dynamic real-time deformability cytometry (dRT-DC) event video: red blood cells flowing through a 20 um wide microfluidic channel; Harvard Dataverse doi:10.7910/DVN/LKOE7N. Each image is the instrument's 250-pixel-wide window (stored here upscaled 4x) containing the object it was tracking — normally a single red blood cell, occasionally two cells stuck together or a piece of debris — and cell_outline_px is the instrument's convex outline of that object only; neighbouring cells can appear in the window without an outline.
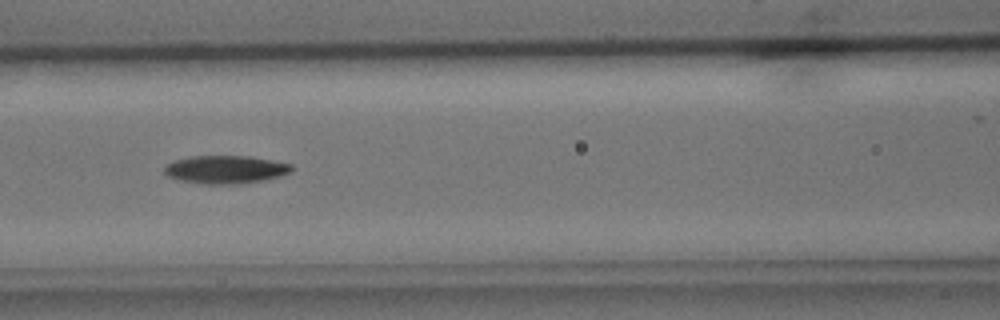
{"species": "common noctule bat (a hibernating species)", "species_latin": "Nyctalus noctula", "temperature_condition": "cold", "stored_images_in_passage": 9, "camera_frame_rate_fps": 3000, "um_per_image_px": 0.085, "animal": {"sex": "male", "body_mass_g": 15.6}, "frame": {"image": 1, "passage_image": 7, "time_ms": 7.0, "image_size_px": [1000, 320], "cell_outline_px": [[292, 168], [288, 172], [280, 176], [264, 180], [240, 184], [204, 184], [180, 180], [168, 176], [164, 172], [164, 164], [176, 160], [192, 156], [248, 156], [272, 160], [292, 164]], "centroid_in_image_um": [19.15, 14.41], "position_along_channel_um": 147.5, "area_um2": 20.75}}
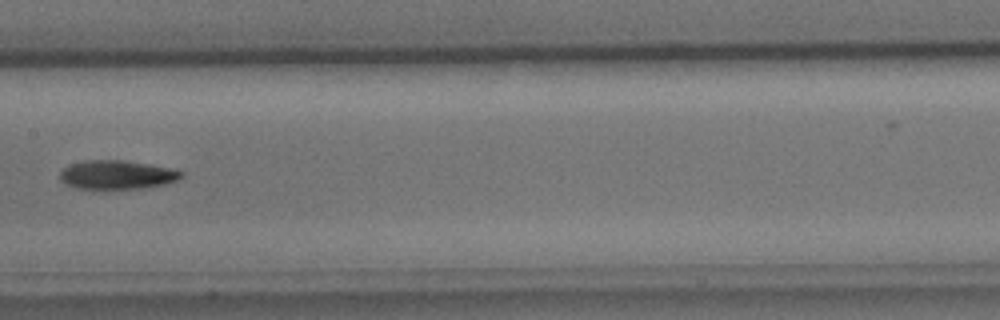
{"frame": {"image": 2, "passage_image": 8, "time_ms": 8.333, "image_size_px": [1000, 320], "cell_outline_px": [[184, 176], [176, 180], [164, 184], [140, 188], [76, 188], [60, 180], [60, 172], [64, 168], [72, 164], [88, 160], [124, 160], [148, 164], [168, 168], [184, 172]], "centroid_in_image_um": [9.95, 14.85], "position_along_channel_um": 197.5, "area_um2": 19.94}}
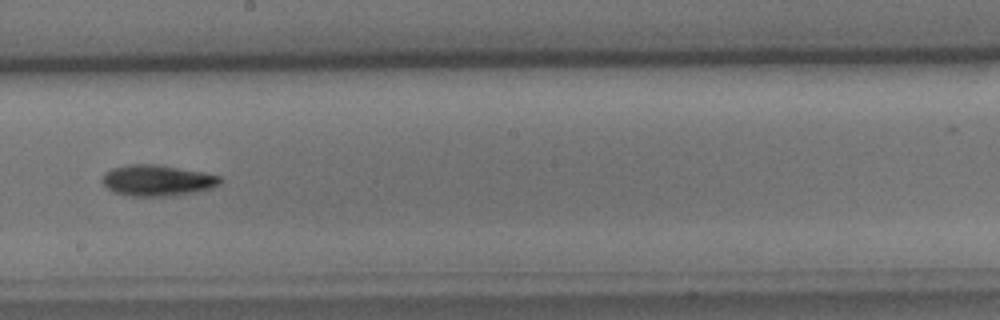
{"frame": {"image": 3, "passage_image": 9, "time_ms": 9.333, "image_size_px": [1000, 320], "cell_outline_px": [[220, 184], [196, 192], [172, 196], [132, 196], [112, 192], [100, 180], [104, 172], [112, 168], [128, 164], [156, 164], [204, 172], [220, 176]], "centroid_in_image_um": [13.32, 15.33], "position_along_channel_um": 234.9, "area_um2": 21.39}}